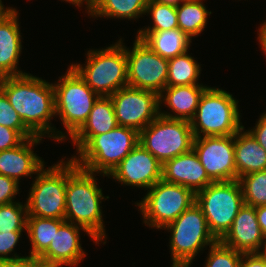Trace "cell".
Here are the masks:
<instances>
[{"label":"cell","instance_id":"43","mask_svg":"<svg viewBox=\"0 0 266 267\" xmlns=\"http://www.w3.org/2000/svg\"><path fill=\"white\" fill-rule=\"evenodd\" d=\"M153 1L178 7L182 2H185L186 0H153Z\"/></svg>","mask_w":266,"mask_h":267},{"label":"cell","instance_id":"30","mask_svg":"<svg viewBox=\"0 0 266 267\" xmlns=\"http://www.w3.org/2000/svg\"><path fill=\"white\" fill-rule=\"evenodd\" d=\"M244 204L259 207L266 205V170L240 177Z\"/></svg>","mask_w":266,"mask_h":267},{"label":"cell","instance_id":"12","mask_svg":"<svg viewBox=\"0 0 266 267\" xmlns=\"http://www.w3.org/2000/svg\"><path fill=\"white\" fill-rule=\"evenodd\" d=\"M125 52L128 86L159 95L167 87L168 59L155 53L137 37L132 49L125 45Z\"/></svg>","mask_w":266,"mask_h":267},{"label":"cell","instance_id":"5","mask_svg":"<svg viewBox=\"0 0 266 267\" xmlns=\"http://www.w3.org/2000/svg\"><path fill=\"white\" fill-rule=\"evenodd\" d=\"M238 103L223 88L209 86L190 120L194 137L235 135L244 126Z\"/></svg>","mask_w":266,"mask_h":267},{"label":"cell","instance_id":"38","mask_svg":"<svg viewBox=\"0 0 266 267\" xmlns=\"http://www.w3.org/2000/svg\"><path fill=\"white\" fill-rule=\"evenodd\" d=\"M39 259L28 254V256L0 260V267H38Z\"/></svg>","mask_w":266,"mask_h":267},{"label":"cell","instance_id":"15","mask_svg":"<svg viewBox=\"0 0 266 267\" xmlns=\"http://www.w3.org/2000/svg\"><path fill=\"white\" fill-rule=\"evenodd\" d=\"M162 167L163 164L138 143L107 177L121 186L145 191L162 179Z\"/></svg>","mask_w":266,"mask_h":267},{"label":"cell","instance_id":"35","mask_svg":"<svg viewBox=\"0 0 266 267\" xmlns=\"http://www.w3.org/2000/svg\"><path fill=\"white\" fill-rule=\"evenodd\" d=\"M20 186V183H17L14 179L0 175V205L17 201L15 199L20 194Z\"/></svg>","mask_w":266,"mask_h":267},{"label":"cell","instance_id":"21","mask_svg":"<svg viewBox=\"0 0 266 267\" xmlns=\"http://www.w3.org/2000/svg\"><path fill=\"white\" fill-rule=\"evenodd\" d=\"M208 87V85L166 87L159 94V115L190 121L195 115L202 94ZM163 106L171 112L162 111Z\"/></svg>","mask_w":266,"mask_h":267},{"label":"cell","instance_id":"19","mask_svg":"<svg viewBox=\"0 0 266 267\" xmlns=\"http://www.w3.org/2000/svg\"><path fill=\"white\" fill-rule=\"evenodd\" d=\"M162 179L188 187L195 193L213 182L193 148L189 152L166 161L162 167Z\"/></svg>","mask_w":266,"mask_h":267},{"label":"cell","instance_id":"20","mask_svg":"<svg viewBox=\"0 0 266 267\" xmlns=\"http://www.w3.org/2000/svg\"><path fill=\"white\" fill-rule=\"evenodd\" d=\"M19 14L15 9L0 22V78L26 74L18 68L23 49Z\"/></svg>","mask_w":266,"mask_h":267},{"label":"cell","instance_id":"29","mask_svg":"<svg viewBox=\"0 0 266 267\" xmlns=\"http://www.w3.org/2000/svg\"><path fill=\"white\" fill-rule=\"evenodd\" d=\"M145 15L151 16L152 21L150 25L139 28L138 31H166L179 28L175 6L149 0Z\"/></svg>","mask_w":266,"mask_h":267},{"label":"cell","instance_id":"3","mask_svg":"<svg viewBox=\"0 0 266 267\" xmlns=\"http://www.w3.org/2000/svg\"><path fill=\"white\" fill-rule=\"evenodd\" d=\"M87 51L84 64L70 65L99 96H111L128 86L127 57L122 38L108 47Z\"/></svg>","mask_w":266,"mask_h":267},{"label":"cell","instance_id":"2","mask_svg":"<svg viewBox=\"0 0 266 267\" xmlns=\"http://www.w3.org/2000/svg\"><path fill=\"white\" fill-rule=\"evenodd\" d=\"M67 159L64 219L84 227L100 245H104L107 242V234L101 205L110 197L104 196L102 188L97 184L96 176L99 175L78 167L72 158Z\"/></svg>","mask_w":266,"mask_h":267},{"label":"cell","instance_id":"7","mask_svg":"<svg viewBox=\"0 0 266 267\" xmlns=\"http://www.w3.org/2000/svg\"><path fill=\"white\" fill-rule=\"evenodd\" d=\"M55 114L64 126V142L70 139L87 121L100 97L69 65L65 74L53 83Z\"/></svg>","mask_w":266,"mask_h":267},{"label":"cell","instance_id":"24","mask_svg":"<svg viewBox=\"0 0 266 267\" xmlns=\"http://www.w3.org/2000/svg\"><path fill=\"white\" fill-rule=\"evenodd\" d=\"M136 37L163 58L170 59L190 50V39L179 28L166 31H137Z\"/></svg>","mask_w":266,"mask_h":267},{"label":"cell","instance_id":"9","mask_svg":"<svg viewBox=\"0 0 266 267\" xmlns=\"http://www.w3.org/2000/svg\"><path fill=\"white\" fill-rule=\"evenodd\" d=\"M65 159L66 157L63 156V159H59L60 161L48 168L45 165L32 178L33 183L25 200L27 216L64 219L67 185V160Z\"/></svg>","mask_w":266,"mask_h":267},{"label":"cell","instance_id":"6","mask_svg":"<svg viewBox=\"0 0 266 267\" xmlns=\"http://www.w3.org/2000/svg\"><path fill=\"white\" fill-rule=\"evenodd\" d=\"M162 230L170 232L171 267H191L197 254L218 241L196 202Z\"/></svg>","mask_w":266,"mask_h":267},{"label":"cell","instance_id":"4","mask_svg":"<svg viewBox=\"0 0 266 267\" xmlns=\"http://www.w3.org/2000/svg\"><path fill=\"white\" fill-rule=\"evenodd\" d=\"M138 143L139 132L118 125L107 133L93 136L71 158L85 171L107 177Z\"/></svg>","mask_w":266,"mask_h":267},{"label":"cell","instance_id":"17","mask_svg":"<svg viewBox=\"0 0 266 267\" xmlns=\"http://www.w3.org/2000/svg\"><path fill=\"white\" fill-rule=\"evenodd\" d=\"M43 137L25 139L20 145L0 151V175L21 182V177L32 178L45 166V161L35 152V147L42 143ZM34 148V149H33Z\"/></svg>","mask_w":266,"mask_h":267},{"label":"cell","instance_id":"45","mask_svg":"<svg viewBox=\"0 0 266 267\" xmlns=\"http://www.w3.org/2000/svg\"><path fill=\"white\" fill-rule=\"evenodd\" d=\"M258 28V32L266 39V20L262 22Z\"/></svg>","mask_w":266,"mask_h":267},{"label":"cell","instance_id":"23","mask_svg":"<svg viewBox=\"0 0 266 267\" xmlns=\"http://www.w3.org/2000/svg\"><path fill=\"white\" fill-rule=\"evenodd\" d=\"M237 180L247 174L266 170V150L243 126L234 135Z\"/></svg>","mask_w":266,"mask_h":267},{"label":"cell","instance_id":"42","mask_svg":"<svg viewBox=\"0 0 266 267\" xmlns=\"http://www.w3.org/2000/svg\"><path fill=\"white\" fill-rule=\"evenodd\" d=\"M16 8L15 7H5L2 0H0V22L3 21L8 15H10Z\"/></svg>","mask_w":266,"mask_h":267},{"label":"cell","instance_id":"34","mask_svg":"<svg viewBox=\"0 0 266 267\" xmlns=\"http://www.w3.org/2000/svg\"><path fill=\"white\" fill-rule=\"evenodd\" d=\"M22 232L26 231L0 232V260L22 257L15 252V247L23 235Z\"/></svg>","mask_w":266,"mask_h":267},{"label":"cell","instance_id":"13","mask_svg":"<svg viewBox=\"0 0 266 267\" xmlns=\"http://www.w3.org/2000/svg\"><path fill=\"white\" fill-rule=\"evenodd\" d=\"M119 126L141 132L159 116V95L155 92L124 87L110 96Z\"/></svg>","mask_w":266,"mask_h":267},{"label":"cell","instance_id":"40","mask_svg":"<svg viewBox=\"0 0 266 267\" xmlns=\"http://www.w3.org/2000/svg\"><path fill=\"white\" fill-rule=\"evenodd\" d=\"M62 1L70 3L73 6H75L76 8L78 7V9L85 7L84 8L85 12H86V14L89 15L91 13V11L94 9V7L96 6L98 0H61V2ZM82 5H84V6H82Z\"/></svg>","mask_w":266,"mask_h":267},{"label":"cell","instance_id":"8","mask_svg":"<svg viewBox=\"0 0 266 267\" xmlns=\"http://www.w3.org/2000/svg\"><path fill=\"white\" fill-rule=\"evenodd\" d=\"M196 202V193L188 187L163 179L147 190L138 207L145 226L161 230Z\"/></svg>","mask_w":266,"mask_h":267},{"label":"cell","instance_id":"36","mask_svg":"<svg viewBox=\"0 0 266 267\" xmlns=\"http://www.w3.org/2000/svg\"><path fill=\"white\" fill-rule=\"evenodd\" d=\"M24 140L16 130L0 125V151L15 148Z\"/></svg>","mask_w":266,"mask_h":267},{"label":"cell","instance_id":"37","mask_svg":"<svg viewBox=\"0 0 266 267\" xmlns=\"http://www.w3.org/2000/svg\"><path fill=\"white\" fill-rule=\"evenodd\" d=\"M248 131L254 136L257 142L266 150V112L261 113L255 126L250 127Z\"/></svg>","mask_w":266,"mask_h":267},{"label":"cell","instance_id":"41","mask_svg":"<svg viewBox=\"0 0 266 267\" xmlns=\"http://www.w3.org/2000/svg\"><path fill=\"white\" fill-rule=\"evenodd\" d=\"M257 221L264 235V239H266V205L255 207Z\"/></svg>","mask_w":266,"mask_h":267},{"label":"cell","instance_id":"16","mask_svg":"<svg viewBox=\"0 0 266 267\" xmlns=\"http://www.w3.org/2000/svg\"><path fill=\"white\" fill-rule=\"evenodd\" d=\"M87 234L95 245L99 242L82 226L65 221L55 232L48 249L38 258L40 265L48 267H75L87 256L82 247L80 233Z\"/></svg>","mask_w":266,"mask_h":267},{"label":"cell","instance_id":"18","mask_svg":"<svg viewBox=\"0 0 266 267\" xmlns=\"http://www.w3.org/2000/svg\"><path fill=\"white\" fill-rule=\"evenodd\" d=\"M264 240L255 207L244 204L230 229L219 241L241 253H259Z\"/></svg>","mask_w":266,"mask_h":267},{"label":"cell","instance_id":"44","mask_svg":"<svg viewBox=\"0 0 266 267\" xmlns=\"http://www.w3.org/2000/svg\"><path fill=\"white\" fill-rule=\"evenodd\" d=\"M257 40L259 43L260 49L263 51V54L266 56V39L257 31Z\"/></svg>","mask_w":266,"mask_h":267},{"label":"cell","instance_id":"31","mask_svg":"<svg viewBox=\"0 0 266 267\" xmlns=\"http://www.w3.org/2000/svg\"><path fill=\"white\" fill-rule=\"evenodd\" d=\"M19 200L0 205V232L26 231L27 205Z\"/></svg>","mask_w":266,"mask_h":267},{"label":"cell","instance_id":"46","mask_svg":"<svg viewBox=\"0 0 266 267\" xmlns=\"http://www.w3.org/2000/svg\"><path fill=\"white\" fill-rule=\"evenodd\" d=\"M259 253L266 260V239L264 240L262 248Z\"/></svg>","mask_w":266,"mask_h":267},{"label":"cell","instance_id":"1","mask_svg":"<svg viewBox=\"0 0 266 267\" xmlns=\"http://www.w3.org/2000/svg\"><path fill=\"white\" fill-rule=\"evenodd\" d=\"M0 89L35 136L55 142L64 141L63 129L61 131L51 123L52 118L56 117L52 82L27 72L19 76L1 77Z\"/></svg>","mask_w":266,"mask_h":267},{"label":"cell","instance_id":"39","mask_svg":"<svg viewBox=\"0 0 266 267\" xmlns=\"http://www.w3.org/2000/svg\"><path fill=\"white\" fill-rule=\"evenodd\" d=\"M239 267H266V260L260 253H242Z\"/></svg>","mask_w":266,"mask_h":267},{"label":"cell","instance_id":"33","mask_svg":"<svg viewBox=\"0 0 266 267\" xmlns=\"http://www.w3.org/2000/svg\"><path fill=\"white\" fill-rule=\"evenodd\" d=\"M0 125L16 130L24 139L35 135L24 125L18 113L11 106L5 93L0 89Z\"/></svg>","mask_w":266,"mask_h":267},{"label":"cell","instance_id":"10","mask_svg":"<svg viewBox=\"0 0 266 267\" xmlns=\"http://www.w3.org/2000/svg\"><path fill=\"white\" fill-rule=\"evenodd\" d=\"M196 204L201 208L210 232L220 240L244 205L241 184L239 180L212 182L196 192Z\"/></svg>","mask_w":266,"mask_h":267},{"label":"cell","instance_id":"11","mask_svg":"<svg viewBox=\"0 0 266 267\" xmlns=\"http://www.w3.org/2000/svg\"><path fill=\"white\" fill-rule=\"evenodd\" d=\"M190 121L159 115L139 133V143L161 164L193 148Z\"/></svg>","mask_w":266,"mask_h":267},{"label":"cell","instance_id":"27","mask_svg":"<svg viewBox=\"0 0 266 267\" xmlns=\"http://www.w3.org/2000/svg\"><path fill=\"white\" fill-rule=\"evenodd\" d=\"M203 1L186 0L176 7L178 27L192 40L195 37L198 38L205 30L209 20L208 16L212 14Z\"/></svg>","mask_w":266,"mask_h":267},{"label":"cell","instance_id":"28","mask_svg":"<svg viewBox=\"0 0 266 267\" xmlns=\"http://www.w3.org/2000/svg\"><path fill=\"white\" fill-rule=\"evenodd\" d=\"M184 54L168 59L167 87L184 85H203L199 83L201 65L191 54Z\"/></svg>","mask_w":266,"mask_h":267},{"label":"cell","instance_id":"25","mask_svg":"<svg viewBox=\"0 0 266 267\" xmlns=\"http://www.w3.org/2000/svg\"><path fill=\"white\" fill-rule=\"evenodd\" d=\"M65 219L27 216L26 235L30 241L29 255L39 258L49 247L55 232Z\"/></svg>","mask_w":266,"mask_h":267},{"label":"cell","instance_id":"26","mask_svg":"<svg viewBox=\"0 0 266 267\" xmlns=\"http://www.w3.org/2000/svg\"><path fill=\"white\" fill-rule=\"evenodd\" d=\"M148 2L149 0H98L88 16L93 19L103 17L134 21L145 17Z\"/></svg>","mask_w":266,"mask_h":267},{"label":"cell","instance_id":"32","mask_svg":"<svg viewBox=\"0 0 266 267\" xmlns=\"http://www.w3.org/2000/svg\"><path fill=\"white\" fill-rule=\"evenodd\" d=\"M209 248L204 267H239L241 252L225 246L219 240Z\"/></svg>","mask_w":266,"mask_h":267},{"label":"cell","instance_id":"14","mask_svg":"<svg viewBox=\"0 0 266 267\" xmlns=\"http://www.w3.org/2000/svg\"><path fill=\"white\" fill-rule=\"evenodd\" d=\"M193 149L213 182L237 180L234 135L194 137Z\"/></svg>","mask_w":266,"mask_h":267},{"label":"cell","instance_id":"22","mask_svg":"<svg viewBox=\"0 0 266 267\" xmlns=\"http://www.w3.org/2000/svg\"><path fill=\"white\" fill-rule=\"evenodd\" d=\"M118 126L110 96H100L87 121L69 139L78 152L93 136L107 133Z\"/></svg>","mask_w":266,"mask_h":267}]
</instances>
